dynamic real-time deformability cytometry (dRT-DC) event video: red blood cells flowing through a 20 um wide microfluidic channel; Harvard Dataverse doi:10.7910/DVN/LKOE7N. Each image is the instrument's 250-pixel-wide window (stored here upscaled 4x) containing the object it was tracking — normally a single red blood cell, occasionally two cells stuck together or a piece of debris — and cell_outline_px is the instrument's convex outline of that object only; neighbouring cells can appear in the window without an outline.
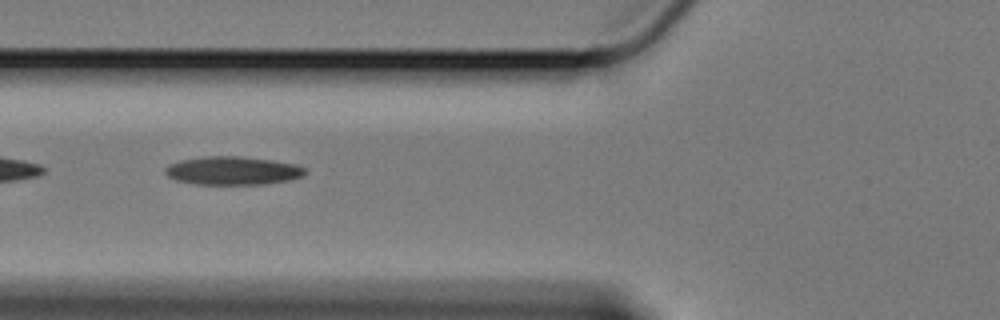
{"species": "Egyptian fruit bat (a non-hibernating species)", "species_latin": "Rousettus aegyptiacus", "temperature_condition": "cold", "stored_images_in_passage": 41, "camera_frame_rate_fps": 3000, "um_per_image_px": 0.085, "animal": {"sex": "female"}, "frame": {"image": 1, "passage_image": 5, "time_ms": 1.333, "image_size_px": [1000, 320], "cell_outline_px": [[308, 172], [304, 176], [288, 180], [264, 184], [196, 184], [176, 180], [168, 176], [164, 172], [164, 168], [168, 164], [180, 160], [204, 156], [240, 156], [272, 160], [296, 164], [304, 168]], "centroid_in_image_um": [19.77, 14.5], "position_along_channel_um": 106.0, "area_um2": 23.24}}
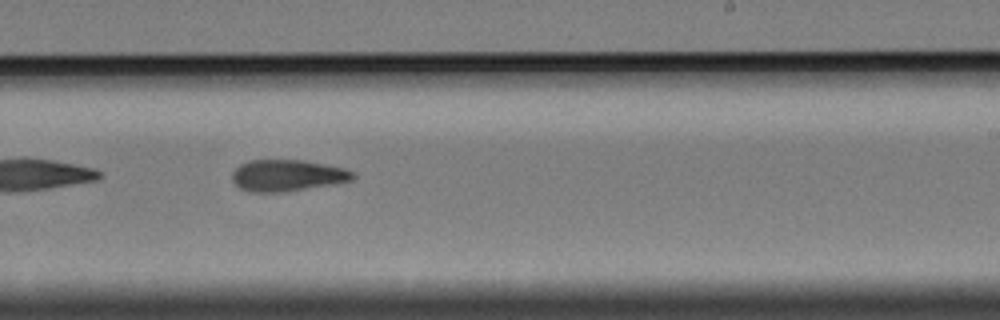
{"frame": {"image": 2, "passage_image": 19, "time_ms": 6.0, "image_size_px": [1000, 320], "cell_outline_px": [[356, 176], [352, 180], [280, 192], [248, 192], [240, 188], [232, 180], [232, 172], [240, 164], [248, 160], [304, 160], [348, 168], [356, 172]], "centroid_in_image_um": [24.42, 14.89], "position_along_channel_um": 264.6, "area_um2": 22.14}}
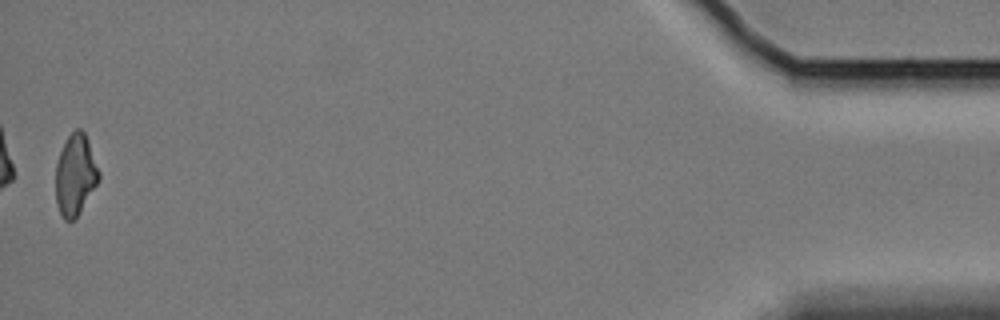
{"frame": {"image": 3, "passage_image": 41, "time_ms": 13.333, "image_size_px": [1000, 320], "cell_outline_px": [[100, 180], [80, 212], [72, 220], [64, 220], [56, 204], [56, 164], [60, 152], [68, 136], [76, 128], [80, 128], [84, 132], [88, 140], [100, 172]], "centroid_in_image_um": [6.42, 14.86], "position_along_channel_um": 428.8, "area_um2": 20.35}, "authors_computed_cell_mechanics": {"area_um2": 22.0218, "velocity_mm_per_s": 3.3971, "shape_relaxation_time_tau1_ms": 7.9046, "shape_relaxation_time_tau2_ms": 11.0277, "deformation_change_tau1": 0.1579, "deformation_change_tau2": 0.215}}